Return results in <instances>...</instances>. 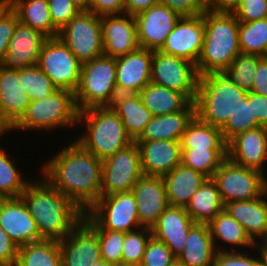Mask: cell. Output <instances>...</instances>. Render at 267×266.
Instances as JSON below:
<instances>
[{
	"instance_id": "8d00e7d4",
	"label": "cell",
	"mask_w": 267,
	"mask_h": 266,
	"mask_svg": "<svg viewBox=\"0 0 267 266\" xmlns=\"http://www.w3.org/2000/svg\"><path fill=\"white\" fill-rule=\"evenodd\" d=\"M238 41L241 53L267 56V18L239 22Z\"/></svg>"
},
{
	"instance_id": "836d02e7",
	"label": "cell",
	"mask_w": 267,
	"mask_h": 266,
	"mask_svg": "<svg viewBox=\"0 0 267 266\" xmlns=\"http://www.w3.org/2000/svg\"><path fill=\"white\" fill-rule=\"evenodd\" d=\"M18 19L47 38L58 37L59 31L53 26L48 0H8Z\"/></svg>"
},
{
	"instance_id": "d590c367",
	"label": "cell",
	"mask_w": 267,
	"mask_h": 266,
	"mask_svg": "<svg viewBox=\"0 0 267 266\" xmlns=\"http://www.w3.org/2000/svg\"><path fill=\"white\" fill-rule=\"evenodd\" d=\"M180 146L181 149H227L221 129L201 121L197 116L188 124Z\"/></svg>"
},
{
	"instance_id": "f6af8a7d",
	"label": "cell",
	"mask_w": 267,
	"mask_h": 266,
	"mask_svg": "<svg viewBox=\"0 0 267 266\" xmlns=\"http://www.w3.org/2000/svg\"><path fill=\"white\" fill-rule=\"evenodd\" d=\"M176 260L168 246L151 236L147 242L140 266H171Z\"/></svg>"
},
{
	"instance_id": "8992f818",
	"label": "cell",
	"mask_w": 267,
	"mask_h": 266,
	"mask_svg": "<svg viewBox=\"0 0 267 266\" xmlns=\"http://www.w3.org/2000/svg\"><path fill=\"white\" fill-rule=\"evenodd\" d=\"M74 92L57 89L48 97L32 100L21 118L7 131L52 130L78 125ZM34 129V130H33Z\"/></svg>"
},
{
	"instance_id": "a7ac6f4b",
	"label": "cell",
	"mask_w": 267,
	"mask_h": 266,
	"mask_svg": "<svg viewBox=\"0 0 267 266\" xmlns=\"http://www.w3.org/2000/svg\"><path fill=\"white\" fill-rule=\"evenodd\" d=\"M0 266H10V265L0 261Z\"/></svg>"
},
{
	"instance_id": "680465c9",
	"label": "cell",
	"mask_w": 267,
	"mask_h": 266,
	"mask_svg": "<svg viewBox=\"0 0 267 266\" xmlns=\"http://www.w3.org/2000/svg\"><path fill=\"white\" fill-rule=\"evenodd\" d=\"M260 239V242L258 241L255 244L254 249H258L259 252H267V226L264 235Z\"/></svg>"
},
{
	"instance_id": "f1b7e54d",
	"label": "cell",
	"mask_w": 267,
	"mask_h": 266,
	"mask_svg": "<svg viewBox=\"0 0 267 266\" xmlns=\"http://www.w3.org/2000/svg\"><path fill=\"white\" fill-rule=\"evenodd\" d=\"M216 252L208 224L196 223L176 260L187 266H213Z\"/></svg>"
},
{
	"instance_id": "cb8c5ba5",
	"label": "cell",
	"mask_w": 267,
	"mask_h": 266,
	"mask_svg": "<svg viewBox=\"0 0 267 266\" xmlns=\"http://www.w3.org/2000/svg\"><path fill=\"white\" fill-rule=\"evenodd\" d=\"M195 224L185 207L169 205L158 217L151 233L157 240L165 243L177 258L183 251L190 229Z\"/></svg>"
},
{
	"instance_id": "6da1fadb",
	"label": "cell",
	"mask_w": 267,
	"mask_h": 266,
	"mask_svg": "<svg viewBox=\"0 0 267 266\" xmlns=\"http://www.w3.org/2000/svg\"><path fill=\"white\" fill-rule=\"evenodd\" d=\"M62 148L46 160L41 175L85 214L101 197L102 160L75 140Z\"/></svg>"
},
{
	"instance_id": "be15d7a7",
	"label": "cell",
	"mask_w": 267,
	"mask_h": 266,
	"mask_svg": "<svg viewBox=\"0 0 267 266\" xmlns=\"http://www.w3.org/2000/svg\"><path fill=\"white\" fill-rule=\"evenodd\" d=\"M8 5V0H0V12Z\"/></svg>"
},
{
	"instance_id": "003e7915",
	"label": "cell",
	"mask_w": 267,
	"mask_h": 266,
	"mask_svg": "<svg viewBox=\"0 0 267 266\" xmlns=\"http://www.w3.org/2000/svg\"><path fill=\"white\" fill-rule=\"evenodd\" d=\"M112 266H130V265L121 263V264H114V265H112Z\"/></svg>"
},
{
	"instance_id": "277c9868",
	"label": "cell",
	"mask_w": 267,
	"mask_h": 266,
	"mask_svg": "<svg viewBox=\"0 0 267 266\" xmlns=\"http://www.w3.org/2000/svg\"><path fill=\"white\" fill-rule=\"evenodd\" d=\"M80 123H85L86 132L75 141L102 161L134 142L127 134L121 118L111 107L79 111Z\"/></svg>"
},
{
	"instance_id": "bcb514c9",
	"label": "cell",
	"mask_w": 267,
	"mask_h": 266,
	"mask_svg": "<svg viewBox=\"0 0 267 266\" xmlns=\"http://www.w3.org/2000/svg\"><path fill=\"white\" fill-rule=\"evenodd\" d=\"M248 251H221L216 252L213 266H262L261 255L252 257Z\"/></svg>"
},
{
	"instance_id": "6f0895ef",
	"label": "cell",
	"mask_w": 267,
	"mask_h": 266,
	"mask_svg": "<svg viewBox=\"0 0 267 266\" xmlns=\"http://www.w3.org/2000/svg\"><path fill=\"white\" fill-rule=\"evenodd\" d=\"M158 3L159 0H125L124 13L135 16Z\"/></svg>"
},
{
	"instance_id": "30bf717a",
	"label": "cell",
	"mask_w": 267,
	"mask_h": 266,
	"mask_svg": "<svg viewBox=\"0 0 267 266\" xmlns=\"http://www.w3.org/2000/svg\"><path fill=\"white\" fill-rule=\"evenodd\" d=\"M81 64L103 55L101 17L80 11L58 33Z\"/></svg>"
},
{
	"instance_id": "f546056e",
	"label": "cell",
	"mask_w": 267,
	"mask_h": 266,
	"mask_svg": "<svg viewBox=\"0 0 267 266\" xmlns=\"http://www.w3.org/2000/svg\"><path fill=\"white\" fill-rule=\"evenodd\" d=\"M121 118L127 134L135 141L153 115L143 105L139 93L118 94L110 106Z\"/></svg>"
},
{
	"instance_id": "2e32d148",
	"label": "cell",
	"mask_w": 267,
	"mask_h": 266,
	"mask_svg": "<svg viewBox=\"0 0 267 266\" xmlns=\"http://www.w3.org/2000/svg\"><path fill=\"white\" fill-rule=\"evenodd\" d=\"M134 17L140 47L152 51L163 47L166 38L181 18L176 12L160 3Z\"/></svg>"
},
{
	"instance_id": "9c48e42d",
	"label": "cell",
	"mask_w": 267,
	"mask_h": 266,
	"mask_svg": "<svg viewBox=\"0 0 267 266\" xmlns=\"http://www.w3.org/2000/svg\"><path fill=\"white\" fill-rule=\"evenodd\" d=\"M259 170L239 166L228 158L212 176L222 201H248L260 197L267 190V176Z\"/></svg>"
},
{
	"instance_id": "03108f58",
	"label": "cell",
	"mask_w": 267,
	"mask_h": 266,
	"mask_svg": "<svg viewBox=\"0 0 267 266\" xmlns=\"http://www.w3.org/2000/svg\"><path fill=\"white\" fill-rule=\"evenodd\" d=\"M3 134H6V132L0 127V137H1Z\"/></svg>"
},
{
	"instance_id": "52a82bcc",
	"label": "cell",
	"mask_w": 267,
	"mask_h": 266,
	"mask_svg": "<svg viewBox=\"0 0 267 266\" xmlns=\"http://www.w3.org/2000/svg\"><path fill=\"white\" fill-rule=\"evenodd\" d=\"M74 95L78 111L110 107L118 95L116 58L103 54L81 64L80 83Z\"/></svg>"
},
{
	"instance_id": "e0dca14e",
	"label": "cell",
	"mask_w": 267,
	"mask_h": 266,
	"mask_svg": "<svg viewBox=\"0 0 267 266\" xmlns=\"http://www.w3.org/2000/svg\"><path fill=\"white\" fill-rule=\"evenodd\" d=\"M103 53L117 58L140 48L135 17L126 13L101 17Z\"/></svg>"
},
{
	"instance_id": "8fae6325",
	"label": "cell",
	"mask_w": 267,
	"mask_h": 266,
	"mask_svg": "<svg viewBox=\"0 0 267 266\" xmlns=\"http://www.w3.org/2000/svg\"><path fill=\"white\" fill-rule=\"evenodd\" d=\"M57 89L75 93L80 83L81 63L59 37L47 38L36 64Z\"/></svg>"
},
{
	"instance_id": "e7e4bbea",
	"label": "cell",
	"mask_w": 267,
	"mask_h": 266,
	"mask_svg": "<svg viewBox=\"0 0 267 266\" xmlns=\"http://www.w3.org/2000/svg\"><path fill=\"white\" fill-rule=\"evenodd\" d=\"M171 266H187V265L182 264V263L178 262L177 260H175V262Z\"/></svg>"
},
{
	"instance_id": "ab89813d",
	"label": "cell",
	"mask_w": 267,
	"mask_h": 266,
	"mask_svg": "<svg viewBox=\"0 0 267 266\" xmlns=\"http://www.w3.org/2000/svg\"><path fill=\"white\" fill-rule=\"evenodd\" d=\"M252 110V92L245 101L239 102L233 114L221 128L223 139L228 143L236 135L260 127Z\"/></svg>"
},
{
	"instance_id": "9f6ffc18",
	"label": "cell",
	"mask_w": 267,
	"mask_h": 266,
	"mask_svg": "<svg viewBox=\"0 0 267 266\" xmlns=\"http://www.w3.org/2000/svg\"><path fill=\"white\" fill-rule=\"evenodd\" d=\"M241 0H207V10L219 13H234Z\"/></svg>"
},
{
	"instance_id": "6125c7cd",
	"label": "cell",
	"mask_w": 267,
	"mask_h": 266,
	"mask_svg": "<svg viewBox=\"0 0 267 266\" xmlns=\"http://www.w3.org/2000/svg\"><path fill=\"white\" fill-rule=\"evenodd\" d=\"M262 265L267 266V252H260Z\"/></svg>"
},
{
	"instance_id": "4fadbf2b",
	"label": "cell",
	"mask_w": 267,
	"mask_h": 266,
	"mask_svg": "<svg viewBox=\"0 0 267 266\" xmlns=\"http://www.w3.org/2000/svg\"><path fill=\"white\" fill-rule=\"evenodd\" d=\"M143 175L135 141L102 161L101 196L132 191Z\"/></svg>"
},
{
	"instance_id": "7bdbcfd3",
	"label": "cell",
	"mask_w": 267,
	"mask_h": 266,
	"mask_svg": "<svg viewBox=\"0 0 267 266\" xmlns=\"http://www.w3.org/2000/svg\"><path fill=\"white\" fill-rule=\"evenodd\" d=\"M151 236V229L145 227L126 232L123 242L122 263L130 266H140L147 242Z\"/></svg>"
},
{
	"instance_id": "7c38bea8",
	"label": "cell",
	"mask_w": 267,
	"mask_h": 266,
	"mask_svg": "<svg viewBox=\"0 0 267 266\" xmlns=\"http://www.w3.org/2000/svg\"><path fill=\"white\" fill-rule=\"evenodd\" d=\"M199 75L196 65L180 57L153 51L151 82L178 91L194 102L198 90Z\"/></svg>"
},
{
	"instance_id": "db71d44e",
	"label": "cell",
	"mask_w": 267,
	"mask_h": 266,
	"mask_svg": "<svg viewBox=\"0 0 267 266\" xmlns=\"http://www.w3.org/2000/svg\"><path fill=\"white\" fill-rule=\"evenodd\" d=\"M250 92L261 96H267V56L261 57L258 62Z\"/></svg>"
},
{
	"instance_id": "11a10c76",
	"label": "cell",
	"mask_w": 267,
	"mask_h": 266,
	"mask_svg": "<svg viewBox=\"0 0 267 266\" xmlns=\"http://www.w3.org/2000/svg\"><path fill=\"white\" fill-rule=\"evenodd\" d=\"M253 116L261 126L267 127V96H261L252 92Z\"/></svg>"
},
{
	"instance_id": "83f0119b",
	"label": "cell",
	"mask_w": 267,
	"mask_h": 266,
	"mask_svg": "<svg viewBox=\"0 0 267 266\" xmlns=\"http://www.w3.org/2000/svg\"><path fill=\"white\" fill-rule=\"evenodd\" d=\"M170 206L186 207L193 194L208 179L202 173L180 164L162 177Z\"/></svg>"
},
{
	"instance_id": "f907efd6",
	"label": "cell",
	"mask_w": 267,
	"mask_h": 266,
	"mask_svg": "<svg viewBox=\"0 0 267 266\" xmlns=\"http://www.w3.org/2000/svg\"><path fill=\"white\" fill-rule=\"evenodd\" d=\"M180 17H194L201 15L207 9V0H159Z\"/></svg>"
},
{
	"instance_id": "ffe728a7",
	"label": "cell",
	"mask_w": 267,
	"mask_h": 266,
	"mask_svg": "<svg viewBox=\"0 0 267 266\" xmlns=\"http://www.w3.org/2000/svg\"><path fill=\"white\" fill-rule=\"evenodd\" d=\"M143 175L163 177L181 164L180 141L135 140Z\"/></svg>"
},
{
	"instance_id": "b9f144b4",
	"label": "cell",
	"mask_w": 267,
	"mask_h": 266,
	"mask_svg": "<svg viewBox=\"0 0 267 266\" xmlns=\"http://www.w3.org/2000/svg\"><path fill=\"white\" fill-rule=\"evenodd\" d=\"M20 78L23 89L31 101L46 98L57 90L51 79L37 65L20 69Z\"/></svg>"
},
{
	"instance_id": "f5cc1de1",
	"label": "cell",
	"mask_w": 267,
	"mask_h": 266,
	"mask_svg": "<svg viewBox=\"0 0 267 266\" xmlns=\"http://www.w3.org/2000/svg\"><path fill=\"white\" fill-rule=\"evenodd\" d=\"M19 247L0 226V261L10 266L17 262Z\"/></svg>"
},
{
	"instance_id": "7402d4cb",
	"label": "cell",
	"mask_w": 267,
	"mask_h": 266,
	"mask_svg": "<svg viewBox=\"0 0 267 266\" xmlns=\"http://www.w3.org/2000/svg\"><path fill=\"white\" fill-rule=\"evenodd\" d=\"M0 226L18 247L42 239L21 197L0 198Z\"/></svg>"
},
{
	"instance_id": "f35d334b",
	"label": "cell",
	"mask_w": 267,
	"mask_h": 266,
	"mask_svg": "<svg viewBox=\"0 0 267 266\" xmlns=\"http://www.w3.org/2000/svg\"><path fill=\"white\" fill-rule=\"evenodd\" d=\"M181 164L212 178L227 159V149H181Z\"/></svg>"
},
{
	"instance_id": "5bb4252c",
	"label": "cell",
	"mask_w": 267,
	"mask_h": 266,
	"mask_svg": "<svg viewBox=\"0 0 267 266\" xmlns=\"http://www.w3.org/2000/svg\"><path fill=\"white\" fill-rule=\"evenodd\" d=\"M204 36V13L194 17H181L160 51L196 65L202 52Z\"/></svg>"
},
{
	"instance_id": "1f68e13d",
	"label": "cell",
	"mask_w": 267,
	"mask_h": 266,
	"mask_svg": "<svg viewBox=\"0 0 267 266\" xmlns=\"http://www.w3.org/2000/svg\"><path fill=\"white\" fill-rule=\"evenodd\" d=\"M224 205L216 183L208 178L193 194L185 210L195 223L209 224L224 210Z\"/></svg>"
},
{
	"instance_id": "603a6c76",
	"label": "cell",
	"mask_w": 267,
	"mask_h": 266,
	"mask_svg": "<svg viewBox=\"0 0 267 266\" xmlns=\"http://www.w3.org/2000/svg\"><path fill=\"white\" fill-rule=\"evenodd\" d=\"M152 56V50L140 47L116 58L118 94L139 93L151 82Z\"/></svg>"
},
{
	"instance_id": "ee69618b",
	"label": "cell",
	"mask_w": 267,
	"mask_h": 266,
	"mask_svg": "<svg viewBox=\"0 0 267 266\" xmlns=\"http://www.w3.org/2000/svg\"><path fill=\"white\" fill-rule=\"evenodd\" d=\"M96 231L99 237L101 259L112 265L121 264L125 232L112 230Z\"/></svg>"
},
{
	"instance_id": "d6a6232c",
	"label": "cell",
	"mask_w": 267,
	"mask_h": 266,
	"mask_svg": "<svg viewBox=\"0 0 267 266\" xmlns=\"http://www.w3.org/2000/svg\"><path fill=\"white\" fill-rule=\"evenodd\" d=\"M139 95L143 105L153 116L184 110L191 103L184 94L152 82L148 83Z\"/></svg>"
},
{
	"instance_id": "d6986e66",
	"label": "cell",
	"mask_w": 267,
	"mask_h": 266,
	"mask_svg": "<svg viewBox=\"0 0 267 266\" xmlns=\"http://www.w3.org/2000/svg\"><path fill=\"white\" fill-rule=\"evenodd\" d=\"M227 158L243 167L265 173L267 162V127L242 132L227 143Z\"/></svg>"
},
{
	"instance_id": "681fc988",
	"label": "cell",
	"mask_w": 267,
	"mask_h": 266,
	"mask_svg": "<svg viewBox=\"0 0 267 266\" xmlns=\"http://www.w3.org/2000/svg\"><path fill=\"white\" fill-rule=\"evenodd\" d=\"M233 14L239 22L265 19L267 18V0H241Z\"/></svg>"
},
{
	"instance_id": "5b68a950",
	"label": "cell",
	"mask_w": 267,
	"mask_h": 266,
	"mask_svg": "<svg viewBox=\"0 0 267 266\" xmlns=\"http://www.w3.org/2000/svg\"><path fill=\"white\" fill-rule=\"evenodd\" d=\"M245 91L234 84L224 73H211L199 77L194 101L196 116L203 122L222 128L239 102L248 98Z\"/></svg>"
},
{
	"instance_id": "3957f363",
	"label": "cell",
	"mask_w": 267,
	"mask_h": 266,
	"mask_svg": "<svg viewBox=\"0 0 267 266\" xmlns=\"http://www.w3.org/2000/svg\"><path fill=\"white\" fill-rule=\"evenodd\" d=\"M205 36L196 64L200 76L223 73L241 53L238 41L239 21L233 13L204 12Z\"/></svg>"
},
{
	"instance_id": "4316f807",
	"label": "cell",
	"mask_w": 267,
	"mask_h": 266,
	"mask_svg": "<svg viewBox=\"0 0 267 266\" xmlns=\"http://www.w3.org/2000/svg\"><path fill=\"white\" fill-rule=\"evenodd\" d=\"M196 116V106L191 102L184 110L161 116H153L136 140L180 141L188 124Z\"/></svg>"
},
{
	"instance_id": "ac0fdd59",
	"label": "cell",
	"mask_w": 267,
	"mask_h": 266,
	"mask_svg": "<svg viewBox=\"0 0 267 266\" xmlns=\"http://www.w3.org/2000/svg\"><path fill=\"white\" fill-rule=\"evenodd\" d=\"M20 78V69L0 65V127L7 131L21 118L30 104Z\"/></svg>"
},
{
	"instance_id": "c3c4849f",
	"label": "cell",
	"mask_w": 267,
	"mask_h": 266,
	"mask_svg": "<svg viewBox=\"0 0 267 266\" xmlns=\"http://www.w3.org/2000/svg\"><path fill=\"white\" fill-rule=\"evenodd\" d=\"M53 26L60 31L80 10L71 0H48Z\"/></svg>"
},
{
	"instance_id": "ba28073f",
	"label": "cell",
	"mask_w": 267,
	"mask_h": 266,
	"mask_svg": "<svg viewBox=\"0 0 267 266\" xmlns=\"http://www.w3.org/2000/svg\"><path fill=\"white\" fill-rule=\"evenodd\" d=\"M95 230L129 232L140 228L132 191L101 196L83 217Z\"/></svg>"
},
{
	"instance_id": "e575fe53",
	"label": "cell",
	"mask_w": 267,
	"mask_h": 266,
	"mask_svg": "<svg viewBox=\"0 0 267 266\" xmlns=\"http://www.w3.org/2000/svg\"><path fill=\"white\" fill-rule=\"evenodd\" d=\"M15 266H62L59 241L40 239L20 246Z\"/></svg>"
},
{
	"instance_id": "484cf974",
	"label": "cell",
	"mask_w": 267,
	"mask_h": 266,
	"mask_svg": "<svg viewBox=\"0 0 267 266\" xmlns=\"http://www.w3.org/2000/svg\"><path fill=\"white\" fill-rule=\"evenodd\" d=\"M224 210L244 227L256 244L267 226V190L253 200L229 202L224 205Z\"/></svg>"
},
{
	"instance_id": "94428289",
	"label": "cell",
	"mask_w": 267,
	"mask_h": 266,
	"mask_svg": "<svg viewBox=\"0 0 267 266\" xmlns=\"http://www.w3.org/2000/svg\"><path fill=\"white\" fill-rule=\"evenodd\" d=\"M92 266H112V264L107 263L103 259H100L99 261L94 262V264Z\"/></svg>"
},
{
	"instance_id": "74e56055",
	"label": "cell",
	"mask_w": 267,
	"mask_h": 266,
	"mask_svg": "<svg viewBox=\"0 0 267 266\" xmlns=\"http://www.w3.org/2000/svg\"><path fill=\"white\" fill-rule=\"evenodd\" d=\"M12 158L14 159L0 145V198L20 197L32 181L31 178L25 179L20 168L18 169L11 160Z\"/></svg>"
},
{
	"instance_id": "9a60e30c",
	"label": "cell",
	"mask_w": 267,
	"mask_h": 266,
	"mask_svg": "<svg viewBox=\"0 0 267 266\" xmlns=\"http://www.w3.org/2000/svg\"><path fill=\"white\" fill-rule=\"evenodd\" d=\"M59 243L62 266H92L101 259L98 233L84 218Z\"/></svg>"
},
{
	"instance_id": "7dc6e473",
	"label": "cell",
	"mask_w": 267,
	"mask_h": 266,
	"mask_svg": "<svg viewBox=\"0 0 267 266\" xmlns=\"http://www.w3.org/2000/svg\"><path fill=\"white\" fill-rule=\"evenodd\" d=\"M18 21L16 12L9 4L0 12V65L4 62L9 42Z\"/></svg>"
},
{
	"instance_id": "60d3db41",
	"label": "cell",
	"mask_w": 267,
	"mask_h": 266,
	"mask_svg": "<svg viewBox=\"0 0 267 266\" xmlns=\"http://www.w3.org/2000/svg\"><path fill=\"white\" fill-rule=\"evenodd\" d=\"M260 58L240 53L223 73L239 88L250 92Z\"/></svg>"
},
{
	"instance_id": "91938a15",
	"label": "cell",
	"mask_w": 267,
	"mask_h": 266,
	"mask_svg": "<svg viewBox=\"0 0 267 266\" xmlns=\"http://www.w3.org/2000/svg\"><path fill=\"white\" fill-rule=\"evenodd\" d=\"M73 4H75L80 11H89L91 0H71Z\"/></svg>"
},
{
	"instance_id": "4dcf8cb0",
	"label": "cell",
	"mask_w": 267,
	"mask_h": 266,
	"mask_svg": "<svg viewBox=\"0 0 267 266\" xmlns=\"http://www.w3.org/2000/svg\"><path fill=\"white\" fill-rule=\"evenodd\" d=\"M211 237L217 252L229 251L225 247L220 246L218 240L222 244L228 243L231 245L232 251H240L238 247L242 249L255 248V243L247 235L244 227L239 224L233 217H231L225 210L218 213L215 218L208 224ZM217 243L219 245H217ZM235 246L237 248H232ZM219 247V248H218Z\"/></svg>"
},
{
	"instance_id": "d4e9b609",
	"label": "cell",
	"mask_w": 267,
	"mask_h": 266,
	"mask_svg": "<svg viewBox=\"0 0 267 266\" xmlns=\"http://www.w3.org/2000/svg\"><path fill=\"white\" fill-rule=\"evenodd\" d=\"M46 39L42 33L18 21L3 65L16 70L36 65Z\"/></svg>"
},
{
	"instance_id": "7a4b0ae2",
	"label": "cell",
	"mask_w": 267,
	"mask_h": 266,
	"mask_svg": "<svg viewBox=\"0 0 267 266\" xmlns=\"http://www.w3.org/2000/svg\"><path fill=\"white\" fill-rule=\"evenodd\" d=\"M21 194L42 239L62 241L83 219L84 213L43 176Z\"/></svg>"
},
{
	"instance_id": "44dd1931",
	"label": "cell",
	"mask_w": 267,
	"mask_h": 266,
	"mask_svg": "<svg viewBox=\"0 0 267 266\" xmlns=\"http://www.w3.org/2000/svg\"><path fill=\"white\" fill-rule=\"evenodd\" d=\"M141 227L152 229L169 206L162 177L142 175L132 188Z\"/></svg>"
},
{
	"instance_id": "816d5d0a",
	"label": "cell",
	"mask_w": 267,
	"mask_h": 266,
	"mask_svg": "<svg viewBox=\"0 0 267 266\" xmlns=\"http://www.w3.org/2000/svg\"><path fill=\"white\" fill-rule=\"evenodd\" d=\"M125 0H91L90 12L97 16L123 14Z\"/></svg>"
}]
</instances>
